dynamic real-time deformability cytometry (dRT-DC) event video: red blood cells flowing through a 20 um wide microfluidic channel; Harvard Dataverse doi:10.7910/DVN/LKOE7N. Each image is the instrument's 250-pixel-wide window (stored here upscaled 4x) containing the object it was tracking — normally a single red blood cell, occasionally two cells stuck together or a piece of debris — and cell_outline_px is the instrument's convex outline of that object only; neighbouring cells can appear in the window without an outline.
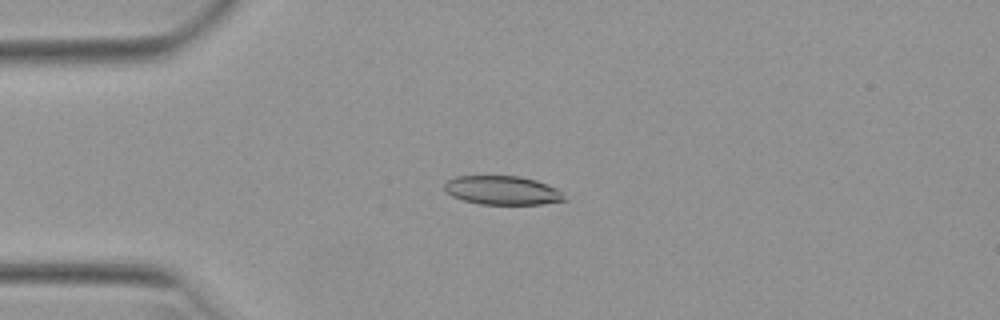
{"species": "Egyptian fruit bat (a non-hibernating species)", "species_latin": "Rousettus aegyptiacus", "temperature_condition": "warm", "stored_images_in_passage": 45, "camera_frame_rate_fps": 3000, "um_per_image_px": 0.085, "animal": {"sex": "female"}, "frame": {"image": 1, "passage_image": 13, "time_ms": 4.0, "image_size_px": [1000, 320], "cell_outline_px": [[568, 200], [540, 204], [480, 204], [464, 200], [452, 196], [444, 188], [444, 180], [456, 176], [520, 176], [536, 180], [548, 184], [556, 188]], "centroid_in_image_um": [42.69, 16.17], "position_along_channel_um": 42.3, "area_um2": 20.17}}
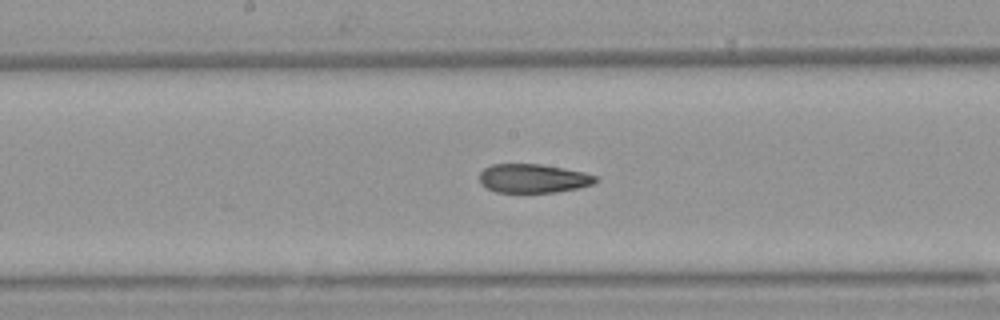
{"frame": {"image": 2, "passage_image": 27, "time_ms": 8.667, "image_size_px": [1000, 320], "cell_outline_px": [[600, 180], [592, 184], [576, 188], [556, 192], [496, 192], [480, 184], [480, 172], [484, 168], [492, 164], [540, 164], [564, 168], [584, 172], [600, 176]], "centroid_in_image_um": [45.35, 15.16], "position_along_channel_um": 202.9, "area_um2": 19.59}}
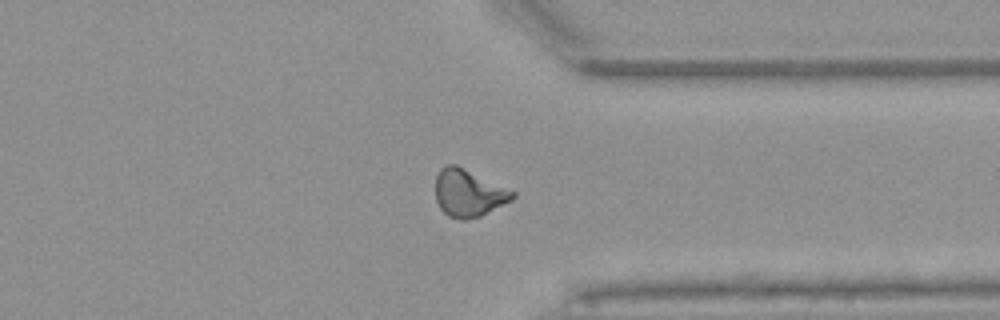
{"frame": {"image": 3, "passage_image": 40, "time_ms": 13.0, "image_size_px": [1000, 320], "cell_outline_px": [[516, 196], [512, 200], [480, 216], [464, 220], [460, 220], [448, 216], [440, 208], [436, 200], [436, 176], [440, 168], [448, 164], [456, 164], [516, 192]], "centroid_in_image_um": [39.81, 16.41], "position_along_channel_um": 371.6, "area_um2": 21.21}, "authors_computed_cell_mechanics": {"area_um2": 20.7502, "velocity_mm_per_s": 3.9494, "shape_relaxation_time_tau1_ms": null, "shape_relaxation_time_tau2_ms": 2.7904, "deformation_change_tau1": null, "deformation_change_tau2": 0.0916}}